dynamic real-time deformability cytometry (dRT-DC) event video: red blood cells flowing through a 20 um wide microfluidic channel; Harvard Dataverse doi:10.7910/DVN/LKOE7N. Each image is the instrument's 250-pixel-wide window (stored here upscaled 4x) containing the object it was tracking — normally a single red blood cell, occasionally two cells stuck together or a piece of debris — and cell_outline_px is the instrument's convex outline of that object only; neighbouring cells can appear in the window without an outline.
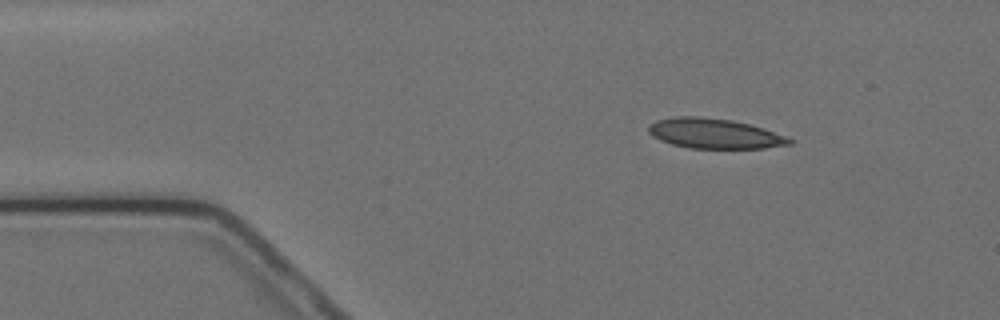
{"species": "Egyptian fruit bat (a non-hibernating species)", "species_latin": "Rousettus aegyptiacus", "temperature_condition": "cold", "stored_images_in_passage": 3, "camera_frame_rate_fps": 3000, "um_per_image_px": 0.085, "animal": {"sex": "female"}, "frame": {"image": 1, "passage_image": 1, "time_ms": 0.0, "image_size_px": [1000, 320], "cell_outline_px": [[792, 144], [764, 148], [688, 148], [672, 144], [660, 140], [652, 136], [648, 132], [648, 124], [656, 120], [672, 116], [700, 116], [732, 120], [764, 128], [788, 136], [792, 140]], "centroid_in_image_um": [60.71, 11.34], "position_along_channel_um": 24.3, "area_um2": 24.85}}